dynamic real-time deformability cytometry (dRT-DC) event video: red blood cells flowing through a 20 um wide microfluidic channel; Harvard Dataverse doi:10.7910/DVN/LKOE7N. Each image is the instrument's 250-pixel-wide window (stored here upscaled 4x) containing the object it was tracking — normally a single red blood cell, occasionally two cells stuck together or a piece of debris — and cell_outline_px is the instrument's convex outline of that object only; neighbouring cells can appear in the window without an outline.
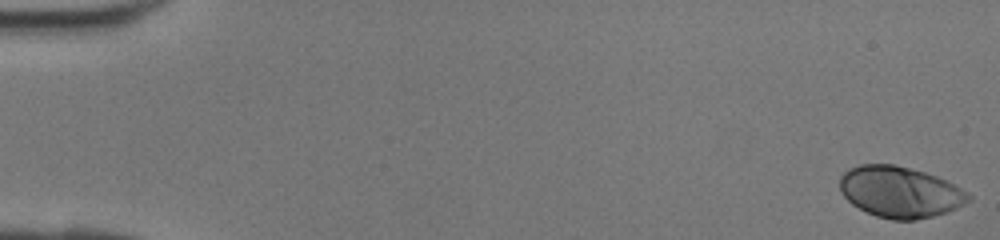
{"species": "human", "species_latin": "Homo sapiens", "temperature_condition": "room temperature", "stored_images_in_passage": 42, "camera_frame_rate_fps": 3000, "um_per_image_px": 0.085, "donor": {"sex": "female"}, "frame": {"image": 1, "passage_image": 1, "time_ms": 0.0, "image_size_px": [1000, 240], "cell_outline_px": [[972, 200], [948, 212], [916, 220], [892, 220], [876, 216], [852, 204], [840, 192], [840, 176], [848, 168], [860, 164], [896, 164], [924, 172], [936, 176], [968, 192], [972, 196]], "centroid_in_image_um": [76.49, 16.31], "position_along_channel_um": 8.5, "area_um2": 38.38}}
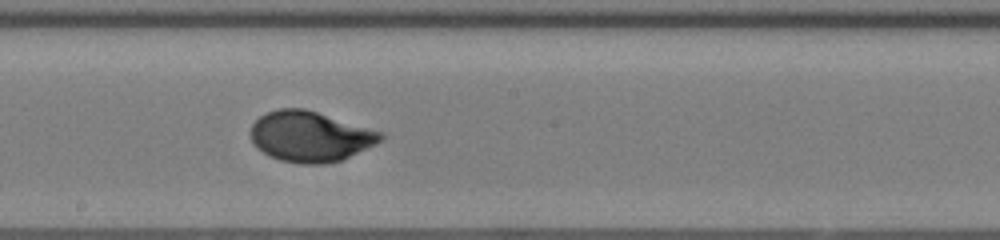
{"frame": {"image": 2, "passage_image": 24, "time_ms": 7.667, "image_size_px": [1000, 240], "cell_outline_px": [[384, 136], [380, 140], [340, 160], [324, 164], [300, 164], [280, 160], [268, 156], [256, 148], [252, 140], [252, 124], [260, 116], [268, 112], [280, 108], [304, 108], [384, 132]], "centroid_in_image_um": [26.32, 11.6], "position_along_channel_um": 221.9, "area_um2": 37.8}}
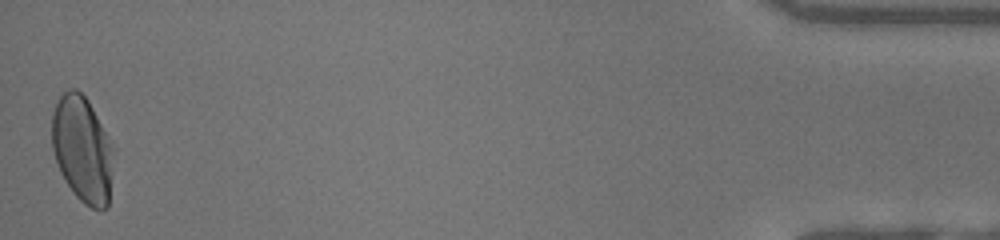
{"frame": {"image": 3, "passage_image": 42, "time_ms": 13.667, "image_size_px": [1000, 240], "cell_outline_px": [[112, 148], [108, 208], [100, 212], [84, 204], [72, 192], [60, 172], [52, 148], [52, 112], [60, 96], [68, 88], [76, 88], [88, 100], [112, 144]], "centroid_in_image_um": [6.97, 12.7], "position_along_channel_um": 428.2, "area_um2": 37.8}}